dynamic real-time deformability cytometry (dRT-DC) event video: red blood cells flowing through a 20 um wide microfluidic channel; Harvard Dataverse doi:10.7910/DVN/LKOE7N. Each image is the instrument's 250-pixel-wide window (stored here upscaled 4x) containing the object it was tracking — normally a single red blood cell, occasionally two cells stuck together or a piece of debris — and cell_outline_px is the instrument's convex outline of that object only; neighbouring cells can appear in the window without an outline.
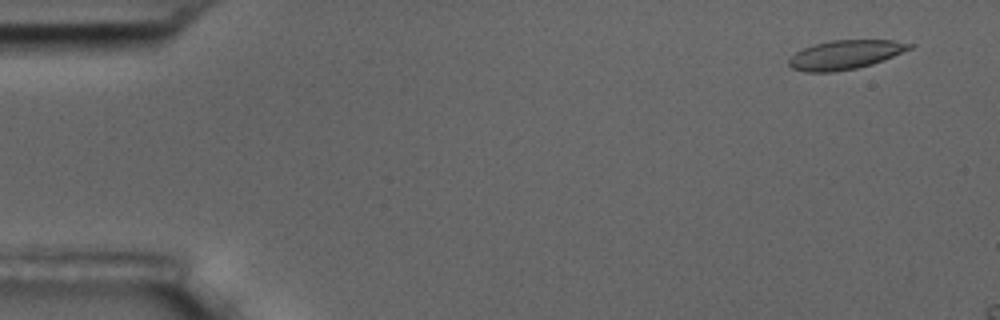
{"species": "common noctule bat (a hibernating species)", "species_latin": "Nyctalus noctula", "temperature_condition": "room temperature", "stored_images_in_passage": 4, "camera_frame_rate_fps": 3000, "um_per_image_px": 0.085, "animal": {"sex": "male", "body_mass_g": 17.5, "forearm_length_mm": 52.3}, "frame": {"image": 1, "passage_image": 1, "time_ms": 0.0, "image_size_px": [1000, 320], "cell_outline_px": [[916, 44], [912, 48], [872, 64], [856, 68], [832, 72], [804, 72], [792, 68], [788, 64], [788, 60], [796, 52], [812, 44], [832, 40], [892, 40]], "centroid_in_image_um": [71.82, 4.64], "position_along_channel_um": 13.2, "area_um2": 20.35}}
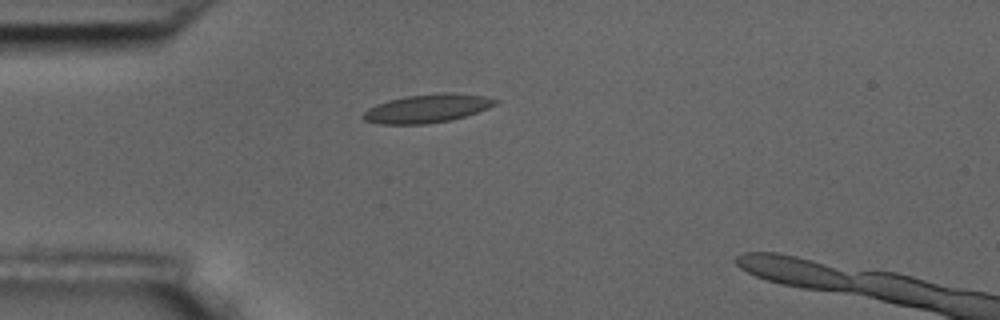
{"frame": {"image": 2, "passage_image": 4, "time_ms": 4.0, "image_size_px": [1000, 320], "cell_outline_px": [[500, 100], [496, 104], [488, 108], [464, 116], [448, 120], [424, 124], [380, 124], [364, 120], [360, 116], [368, 108], [376, 104], [388, 100], [404, 96], [444, 92], [452, 92], [484, 96]], "centroid_in_image_um": [36.28, 9.2], "position_along_channel_um": 48.7, "area_um2": 21.91}}